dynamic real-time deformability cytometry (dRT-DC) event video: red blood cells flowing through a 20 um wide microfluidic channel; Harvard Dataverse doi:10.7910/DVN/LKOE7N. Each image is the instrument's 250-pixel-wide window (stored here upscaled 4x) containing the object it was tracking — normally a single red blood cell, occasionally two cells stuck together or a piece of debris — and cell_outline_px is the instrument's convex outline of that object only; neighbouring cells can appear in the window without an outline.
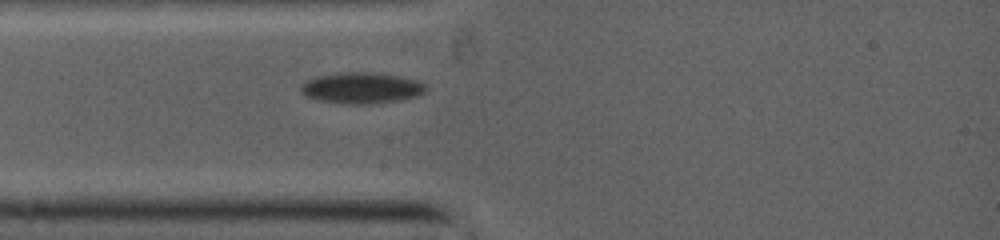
{"species": "common noctule bat (a hibernating species)", "species_latin": "Nyctalus noctula", "temperature_condition": "warm", "stored_images_in_passage": 1, "camera_frame_rate_fps": 5000, "um_per_image_px": 0.085, "animal": {"sex": "female", "body_mass_g": 19.0, "forearm_length_mm": 53.3}, "frame": {"image": 1, "passage_image": 1, "time_ms": 0.0, "image_size_px": [1000, 240], "cell_outline_px": [[424, 88], [416, 96], [392, 100], [356, 104], [324, 100], [308, 96], [300, 92], [300, 88], [308, 80], [320, 76], [352, 72], [356, 72], [396, 76], [416, 80], [424, 84]], "centroid_in_image_um": [30.69, 7.47], "position_along_channel_um": 54.3, "area_um2": 20.98}}